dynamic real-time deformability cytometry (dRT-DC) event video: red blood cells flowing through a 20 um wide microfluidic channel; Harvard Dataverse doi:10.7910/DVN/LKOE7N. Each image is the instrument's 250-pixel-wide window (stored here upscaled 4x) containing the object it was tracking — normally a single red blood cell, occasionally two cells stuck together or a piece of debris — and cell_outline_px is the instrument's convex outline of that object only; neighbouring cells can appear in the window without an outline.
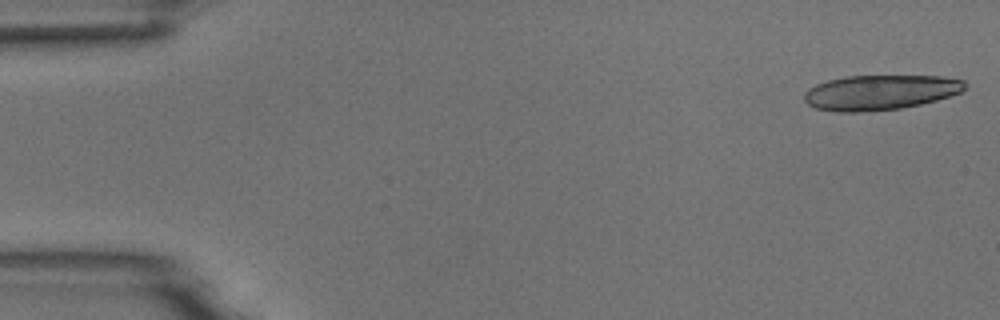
{"species": "common noctule bat (a hibernating species)", "species_latin": "Nyctalus noctula", "temperature_condition": "room temperature", "stored_images_in_passage": 17, "camera_frame_rate_fps": 3000, "um_per_image_px": 0.085, "animal": {"sex": "male", "body_mass_g": 18.8}, "frame": {"image": 1, "passage_image": 1, "time_ms": 0.0, "image_size_px": [1000, 320], "cell_outline_px": [[968, 84], [960, 92], [936, 100], [920, 104], [900, 108], [860, 112], [836, 112], [816, 108], [808, 104], [804, 100], [804, 92], [808, 88], [816, 84], [828, 80], [848, 76], [944, 76], [964, 80]], "centroid_in_image_um": [74.8, 7.85], "position_along_channel_um": 10.2, "area_um2": 32.71}}